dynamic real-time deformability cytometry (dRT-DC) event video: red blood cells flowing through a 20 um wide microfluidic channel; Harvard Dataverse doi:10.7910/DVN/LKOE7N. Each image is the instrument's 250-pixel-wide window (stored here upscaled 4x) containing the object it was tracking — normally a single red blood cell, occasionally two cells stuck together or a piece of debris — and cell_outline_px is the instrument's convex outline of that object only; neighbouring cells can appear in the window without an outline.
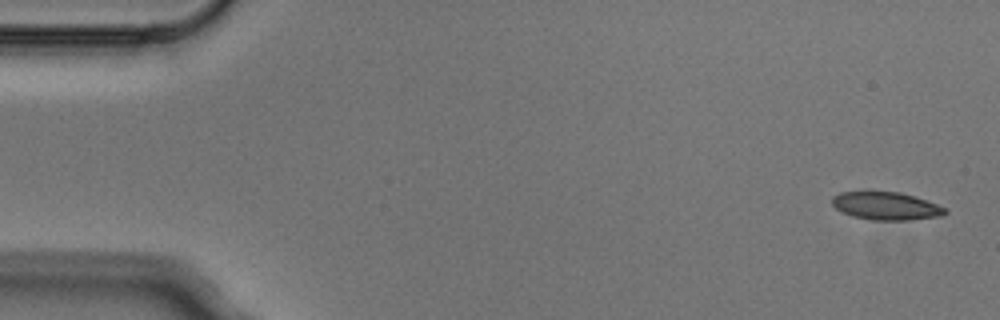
{"species": "Egyptian fruit bat (a non-hibernating species)", "species_latin": "Rousettus aegyptiacus", "temperature_condition": "cold", "stored_images_in_passage": 4, "camera_frame_rate_fps": 3000, "um_per_image_px": 0.085, "animal": {"sex": "male"}, "frame": {"image": 1, "passage_image": 1, "time_ms": 0.0, "image_size_px": [1000, 320], "cell_outline_px": [[948, 212], [944, 216], [908, 220], [872, 220], [852, 216], [836, 208], [832, 204], [832, 196], [840, 192], [868, 188], [900, 192], [948, 208]], "centroid_in_image_um": [75.28, 17.46], "position_along_channel_um": 9.7, "area_um2": 19.13}}
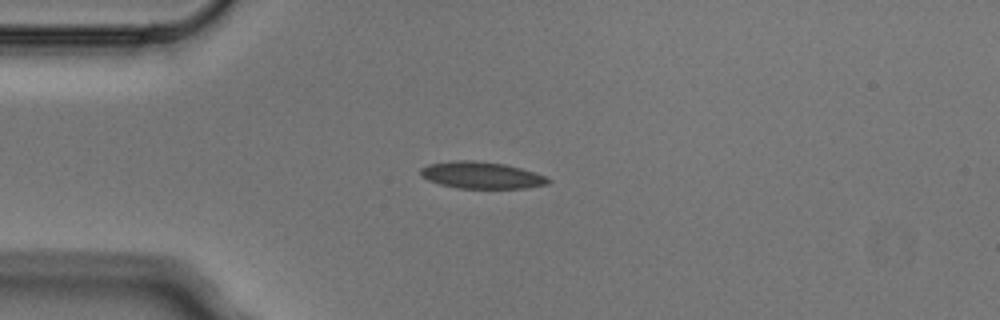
{"frame": {"image": 2, "passage_image": 4, "time_ms": 1.0, "image_size_px": [1000, 320], "cell_outline_px": [[552, 180], [548, 184], [524, 188], [456, 188], [440, 184], [428, 180], [420, 176], [420, 168], [428, 164], [452, 160], [476, 160], [504, 164], [520, 168], [544, 176]], "centroid_in_image_um": [40.87, 14.88], "position_along_channel_um": 44.1, "area_um2": 19.94}}